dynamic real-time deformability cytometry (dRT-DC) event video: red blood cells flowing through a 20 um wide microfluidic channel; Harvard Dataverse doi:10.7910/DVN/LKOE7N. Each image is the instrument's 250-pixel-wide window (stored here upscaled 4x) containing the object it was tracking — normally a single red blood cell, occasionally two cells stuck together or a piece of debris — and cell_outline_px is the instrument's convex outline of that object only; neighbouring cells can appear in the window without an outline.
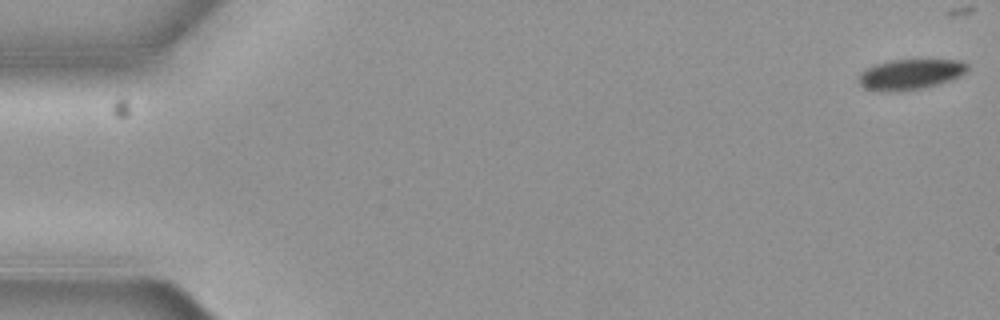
{"species": "common noctule bat (a hibernating species)", "species_latin": "Nyctalus noctula", "temperature_condition": "cold", "stored_images_in_passage": 5, "camera_frame_rate_fps": 3000, "um_per_image_px": 0.085, "animal": {"sex": "female", "body_mass_g": 19.3, "forearm_length_mm": 54.1}, "frame": {"image": 1, "passage_image": 1, "time_ms": 0.0, "image_size_px": [1000, 320], "cell_outline_px": [[968, 72], [952, 80], [924, 88], [900, 92], [880, 92], [864, 88], [856, 80], [860, 72], [864, 68], [888, 60], [956, 60], [968, 64]], "centroid_in_image_um": [77.33, 6.34], "position_along_channel_um": 7.7, "area_um2": 19.77}}
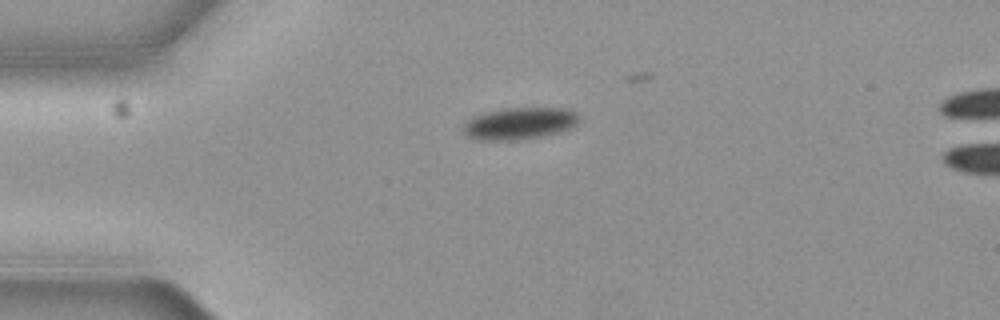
{"frame": {"image": 2, "passage_image": 4, "time_ms": 1.0, "image_size_px": [1000, 320], "cell_outline_px": [[580, 120], [576, 124], [568, 128], [556, 132], [540, 136], [508, 140], [476, 140], [468, 136], [460, 128], [472, 116], [484, 112], [508, 108], [564, 108], [576, 112], [580, 116]], "centroid_in_image_um": [44.11, 10.48], "position_along_channel_um": 40.9, "area_um2": 21.39}}